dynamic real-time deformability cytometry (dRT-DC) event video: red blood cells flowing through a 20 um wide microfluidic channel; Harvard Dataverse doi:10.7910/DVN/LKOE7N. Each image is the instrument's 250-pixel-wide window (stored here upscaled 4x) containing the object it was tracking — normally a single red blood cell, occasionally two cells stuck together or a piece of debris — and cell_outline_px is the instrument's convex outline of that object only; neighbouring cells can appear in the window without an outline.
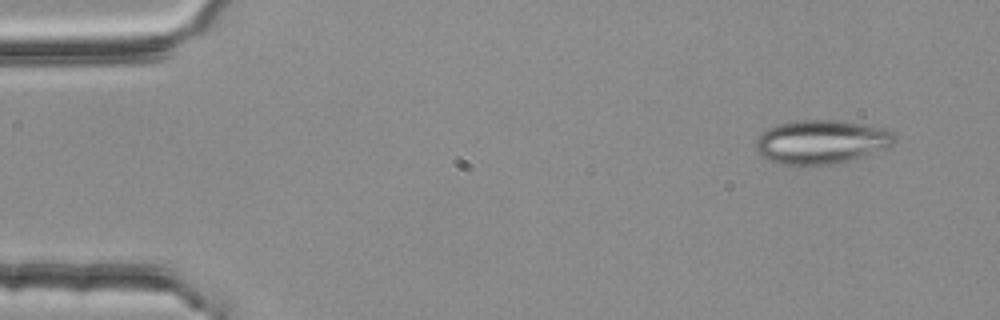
{"species": "common noctule bat (a hibernating species)", "species_latin": "Nyctalus noctula", "temperature_condition": "room temperature", "stored_images_in_passage": 4, "camera_frame_rate_fps": 3000, "um_per_image_px": 0.085, "animal": {"sex": "female", "body_mass_g": 25.1}, "frame": {"image": 1, "passage_image": 1, "time_ms": 0.0, "image_size_px": [1000, 320], "cell_outline_px": [[892, 144], [888, 148], [852, 160], [832, 164], [780, 164], [768, 160], [760, 156], [756, 152], [756, 140], [768, 128], [776, 124], [800, 120], [836, 120], [868, 124], [884, 128], [892, 132]], "centroid_in_image_um": [69.8, 12.05], "position_along_channel_um": 15.2, "area_um2": 35.37}}